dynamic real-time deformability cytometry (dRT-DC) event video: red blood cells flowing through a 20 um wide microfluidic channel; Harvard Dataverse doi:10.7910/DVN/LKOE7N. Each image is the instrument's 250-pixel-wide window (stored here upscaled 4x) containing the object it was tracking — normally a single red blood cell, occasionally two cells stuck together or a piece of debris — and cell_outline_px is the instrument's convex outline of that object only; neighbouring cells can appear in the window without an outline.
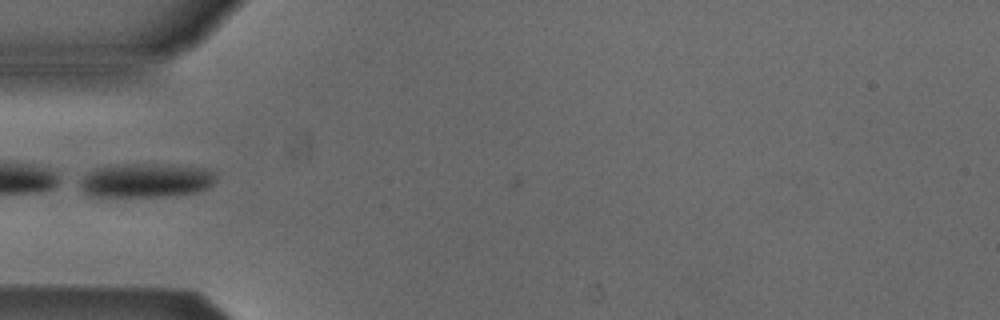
{"species": "Egyptian fruit bat (a non-hibernating species)", "species_latin": "Rousettus aegyptiacus", "temperature_condition": "cold", "stored_images_in_passage": 30, "camera_frame_rate_fps": 3000, "um_per_image_px": 0.085, "animal": {"sex": "male"}, "frame": {"image": 1, "passage_image": 1, "time_ms": 0.0, "image_size_px": [1000, 320], "cell_outline_px": [[216, 180], [208, 188], [200, 192], [176, 196], [88, 196], [80, 188], [80, 180], [88, 172], [96, 168], [116, 164], [156, 164], [204, 168], [216, 172]], "centroid_in_image_um": [12.43, 15.34], "position_along_channel_um": 72.6, "area_um2": 27.28}}